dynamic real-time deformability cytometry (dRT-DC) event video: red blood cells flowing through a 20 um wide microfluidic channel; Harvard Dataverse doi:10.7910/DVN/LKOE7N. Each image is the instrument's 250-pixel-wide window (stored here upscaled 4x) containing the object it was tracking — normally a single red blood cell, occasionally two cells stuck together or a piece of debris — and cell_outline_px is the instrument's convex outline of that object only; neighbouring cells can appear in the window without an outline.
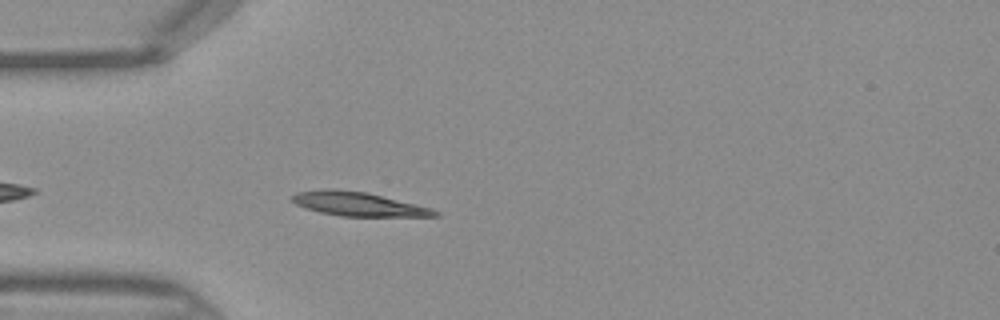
{"species": "Egyptian fruit bat (a non-hibernating species)", "species_latin": "Rousettus aegyptiacus", "temperature_condition": "warm", "stored_images_in_passage": 36, "camera_frame_rate_fps": 3000, "um_per_image_px": 0.085, "frame": {"image": 1, "passage_image": 4, "time_ms": 1.0, "image_size_px": [1000, 320], "cell_outline_px": [[440, 216], [340, 216], [320, 212], [304, 208], [296, 204], [292, 200], [292, 196], [296, 192], [328, 188], [332, 188], [368, 192], [432, 208], [440, 212]], "centroid_in_image_um": [30.45, 17.33], "position_along_channel_um": 54.5, "area_um2": 20.0}}
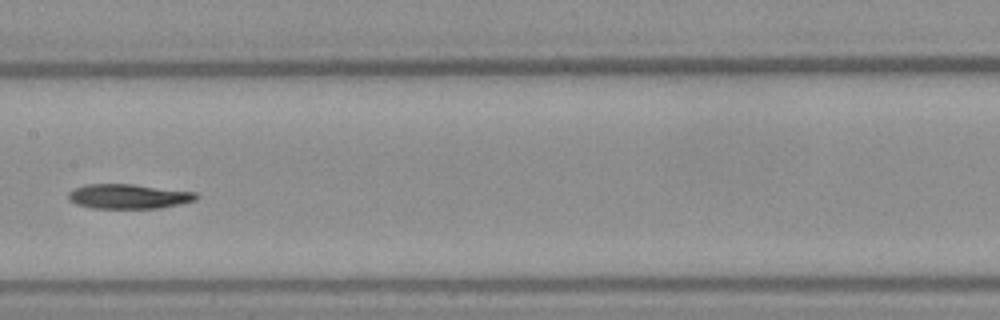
{"frame": {"image": 2, "passage_image": 14, "time_ms": 4.333, "image_size_px": [1000, 320], "cell_outline_px": [[200, 196], [196, 200], [180, 204], [160, 208], [92, 208], [76, 204], [68, 200], [68, 192], [76, 188], [88, 184], [132, 184], [196, 192]], "centroid_in_image_um": [10.94, 16.69], "position_along_channel_um": 196.5, "area_um2": 18.38}}
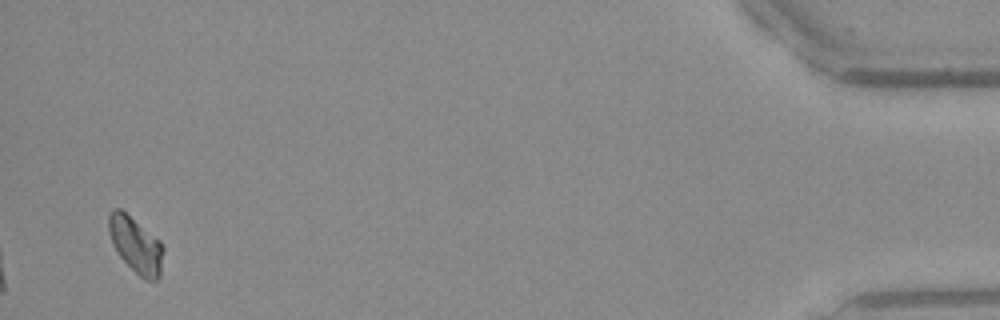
{"frame": {"image": 3, "passage_image": 35, "time_ms": 11.333, "image_size_px": [1000, 320], "cell_outline_px": [[164, 248], [160, 276], [156, 280], [144, 280], [116, 252], [108, 232], [108, 216], [112, 208], [120, 208], [160, 240]], "centroid_in_image_um": [11.54, 20.8], "position_along_channel_um": 423.7, "area_um2": 17.74}}